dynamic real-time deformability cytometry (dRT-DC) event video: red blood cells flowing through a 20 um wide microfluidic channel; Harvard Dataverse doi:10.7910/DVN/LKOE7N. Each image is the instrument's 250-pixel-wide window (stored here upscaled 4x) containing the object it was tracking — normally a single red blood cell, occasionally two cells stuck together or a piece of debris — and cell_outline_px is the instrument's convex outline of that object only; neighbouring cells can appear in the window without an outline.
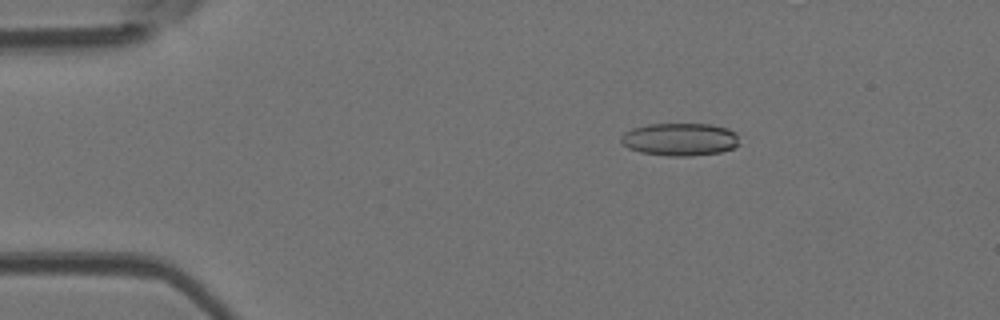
{"species": "Egyptian fruit bat (a non-hibernating species)", "species_latin": "Rousettus aegyptiacus", "temperature_condition": "room temperature", "stored_images_in_passage": 4, "camera_frame_rate_fps": 3000, "um_per_image_px": 0.085, "animal": {"sex": "female"}, "frame": {"image": 1, "passage_image": 2, "time_ms": 0.333, "image_size_px": [1000, 320], "cell_outline_px": [[736, 144], [732, 148], [720, 152], [692, 156], [668, 156], [640, 152], [628, 148], [620, 140], [620, 136], [624, 132], [632, 128], [648, 124], [712, 124], [728, 128], [736, 132]], "centroid_in_image_um": [57.75, 11.84], "position_along_channel_um": 27.3, "area_um2": 22.54}}